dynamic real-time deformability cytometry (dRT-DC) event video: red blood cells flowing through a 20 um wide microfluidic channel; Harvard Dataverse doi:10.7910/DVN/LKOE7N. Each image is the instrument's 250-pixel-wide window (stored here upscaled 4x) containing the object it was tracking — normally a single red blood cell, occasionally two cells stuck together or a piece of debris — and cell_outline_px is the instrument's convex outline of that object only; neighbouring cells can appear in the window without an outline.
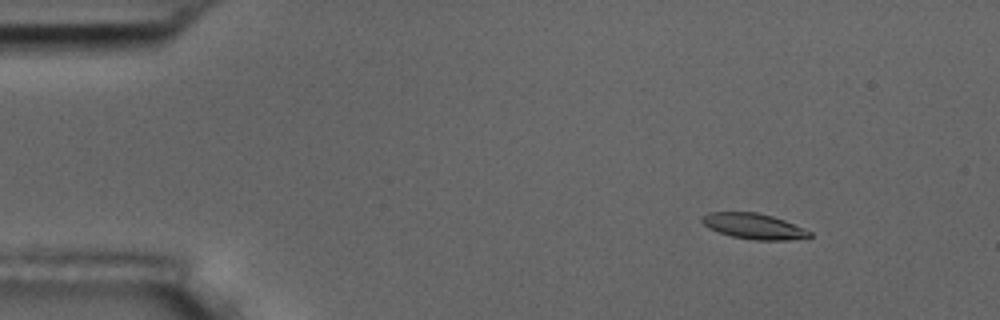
{"species": "common noctule bat (a hibernating species)", "species_latin": "Nyctalus noctula", "temperature_condition": "room temperature", "stored_images_in_passage": 6, "camera_frame_rate_fps": 3000, "um_per_image_px": 0.085, "animal": {"sex": "male", "body_mass_g": 17.5, "forearm_length_mm": 52.3}, "frame": {"image": 1, "passage_image": 3, "time_ms": 2.333, "image_size_px": [1000, 320], "cell_outline_px": [[812, 236], [808, 240], [756, 240], [732, 236], [708, 228], [700, 220], [708, 212], [756, 212], [772, 216], [784, 220], [812, 232]], "centroid_in_image_um": [64.14, 19.24], "position_along_channel_um": 20.9, "area_um2": 16.13}}
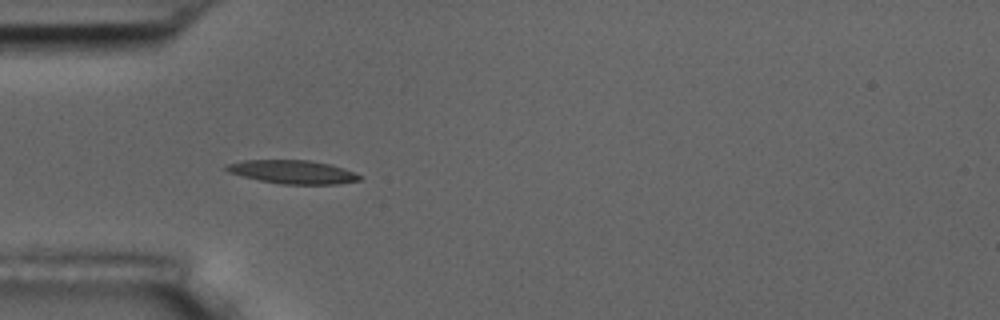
{"frame": {"image": 2, "passage_image": 6, "time_ms": 5.667, "image_size_px": [1000, 320], "cell_outline_px": [[360, 180], [340, 184], [280, 184], [260, 180], [228, 172], [224, 168], [228, 164], [244, 160], [308, 160], [328, 164], [344, 168], [360, 176]], "centroid_in_image_um": [24.87, 14.61], "position_along_channel_um": 60.1, "area_um2": 17.98}}